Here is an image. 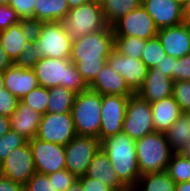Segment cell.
<instances>
[{
    "label": "cell",
    "instance_id": "cell-1",
    "mask_svg": "<svg viewBox=\"0 0 190 191\" xmlns=\"http://www.w3.org/2000/svg\"><path fill=\"white\" fill-rule=\"evenodd\" d=\"M114 47V30L109 25L103 30L83 35L72 41L70 60L76 65L88 86L106 64Z\"/></svg>",
    "mask_w": 190,
    "mask_h": 191
},
{
    "label": "cell",
    "instance_id": "cell-2",
    "mask_svg": "<svg viewBox=\"0 0 190 191\" xmlns=\"http://www.w3.org/2000/svg\"><path fill=\"white\" fill-rule=\"evenodd\" d=\"M101 148L107 154L120 181L132 191L140 178L135 140L124 132L101 141Z\"/></svg>",
    "mask_w": 190,
    "mask_h": 191
},
{
    "label": "cell",
    "instance_id": "cell-3",
    "mask_svg": "<svg viewBox=\"0 0 190 191\" xmlns=\"http://www.w3.org/2000/svg\"><path fill=\"white\" fill-rule=\"evenodd\" d=\"M39 86L54 88L63 86L76 94L89 88L70 59L42 58L33 67Z\"/></svg>",
    "mask_w": 190,
    "mask_h": 191
},
{
    "label": "cell",
    "instance_id": "cell-4",
    "mask_svg": "<svg viewBox=\"0 0 190 191\" xmlns=\"http://www.w3.org/2000/svg\"><path fill=\"white\" fill-rule=\"evenodd\" d=\"M140 175L165 171L174 151L165 133L154 131L135 140Z\"/></svg>",
    "mask_w": 190,
    "mask_h": 191
},
{
    "label": "cell",
    "instance_id": "cell-5",
    "mask_svg": "<svg viewBox=\"0 0 190 191\" xmlns=\"http://www.w3.org/2000/svg\"><path fill=\"white\" fill-rule=\"evenodd\" d=\"M102 95L91 89L76 94L71 109L75 129L79 136L99 139Z\"/></svg>",
    "mask_w": 190,
    "mask_h": 191
},
{
    "label": "cell",
    "instance_id": "cell-6",
    "mask_svg": "<svg viewBox=\"0 0 190 191\" xmlns=\"http://www.w3.org/2000/svg\"><path fill=\"white\" fill-rule=\"evenodd\" d=\"M71 41L105 29L108 24L104 19L101 3L88 1L69 10L60 21Z\"/></svg>",
    "mask_w": 190,
    "mask_h": 191
},
{
    "label": "cell",
    "instance_id": "cell-7",
    "mask_svg": "<svg viewBox=\"0 0 190 191\" xmlns=\"http://www.w3.org/2000/svg\"><path fill=\"white\" fill-rule=\"evenodd\" d=\"M154 131L151 104L137 94L130 96L126 106L122 132L137 140Z\"/></svg>",
    "mask_w": 190,
    "mask_h": 191
},
{
    "label": "cell",
    "instance_id": "cell-8",
    "mask_svg": "<svg viewBox=\"0 0 190 191\" xmlns=\"http://www.w3.org/2000/svg\"><path fill=\"white\" fill-rule=\"evenodd\" d=\"M100 148L101 142L98 138L76 135L65 145L66 169L77 178L84 176L93 156Z\"/></svg>",
    "mask_w": 190,
    "mask_h": 191
},
{
    "label": "cell",
    "instance_id": "cell-9",
    "mask_svg": "<svg viewBox=\"0 0 190 191\" xmlns=\"http://www.w3.org/2000/svg\"><path fill=\"white\" fill-rule=\"evenodd\" d=\"M77 135L71 112L45 113L41 117L36 137L61 145H67Z\"/></svg>",
    "mask_w": 190,
    "mask_h": 191
},
{
    "label": "cell",
    "instance_id": "cell-10",
    "mask_svg": "<svg viewBox=\"0 0 190 191\" xmlns=\"http://www.w3.org/2000/svg\"><path fill=\"white\" fill-rule=\"evenodd\" d=\"M115 37H138L148 40L157 36V28L152 17L140 6L119 19L113 26Z\"/></svg>",
    "mask_w": 190,
    "mask_h": 191
},
{
    "label": "cell",
    "instance_id": "cell-11",
    "mask_svg": "<svg viewBox=\"0 0 190 191\" xmlns=\"http://www.w3.org/2000/svg\"><path fill=\"white\" fill-rule=\"evenodd\" d=\"M36 168L41 174H52L66 168L65 146L41 140L37 137L28 140Z\"/></svg>",
    "mask_w": 190,
    "mask_h": 191
},
{
    "label": "cell",
    "instance_id": "cell-12",
    "mask_svg": "<svg viewBox=\"0 0 190 191\" xmlns=\"http://www.w3.org/2000/svg\"><path fill=\"white\" fill-rule=\"evenodd\" d=\"M36 43L44 58L70 59L72 41L60 21L45 22Z\"/></svg>",
    "mask_w": 190,
    "mask_h": 191
},
{
    "label": "cell",
    "instance_id": "cell-13",
    "mask_svg": "<svg viewBox=\"0 0 190 191\" xmlns=\"http://www.w3.org/2000/svg\"><path fill=\"white\" fill-rule=\"evenodd\" d=\"M35 172L36 168L29 142L12 150L0 164V174L23 187Z\"/></svg>",
    "mask_w": 190,
    "mask_h": 191
},
{
    "label": "cell",
    "instance_id": "cell-14",
    "mask_svg": "<svg viewBox=\"0 0 190 191\" xmlns=\"http://www.w3.org/2000/svg\"><path fill=\"white\" fill-rule=\"evenodd\" d=\"M130 96L102 95L99 141L122 132L126 106Z\"/></svg>",
    "mask_w": 190,
    "mask_h": 191
},
{
    "label": "cell",
    "instance_id": "cell-15",
    "mask_svg": "<svg viewBox=\"0 0 190 191\" xmlns=\"http://www.w3.org/2000/svg\"><path fill=\"white\" fill-rule=\"evenodd\" d=\"M106 63L124 77L129 88L136 94L146 78L148 70L146 65L139 59L120 54L115 49Z\"/></svg>",
    "mask_w": 190,
    "mask_h": 191
},
{
    "label": "cell",
    "instance_id": "cell-16",
    "mask_svg": "<svg viewBox=\"0 0 190 191\" xmlns=\"http://www.w3.org/2000/svg\"><path fill=\"white\" fill-rule=\"evenodd\" d=\"M142 6L159 30L184 23L182 6L174 0H142Z\"/></svg>",
    "mask_w": 190,
    "mask_h": 191
},
{
    "label": "cell",
    "instance_id": "cell-17",
    "mask_svg": "<svg viewBox=\"0 0 190 191\" xmlns=\"http://www.w3.org/2000/svg\"><path fill=\"white\" fill-rule=\"evenodd\" d=\"M157 37L168 56L178 59L190 53V33L185 23L160 29Z\"/></svg>",
    "mask_w": 190,
    "mask_h": 191
},
{
    "label": "cell",
    "instance_id": "cell-18",
    "mask_svg": "<svg viewBox=\"0 0 190 191\" xmlns=\"http://www.w3.org/2000/svg\"><path fill=\"white\" fill-rule=\"evenodd\" d=\"M173 80L156 68H148L141 88L136 94L150 104L172 95Z\"/></svg>",
    "mask_w": 190,
    "mask_h": 191
},
{
    "label": "cell",
    "instance_id": "cell-19",
    "mask_svg": "<svg viewBox=\"0 0 190 191\" xmlns=\"http://www.w3.org/2000/svg\"><path fill=\"white\" fill-rule=\"evenodd\" d=\"M4 88L21 100L31 90L39 86L33 69H25L12 64L4 72Z\"/></svg>",
    "mask_w": 190,
    "mask_h": 191
},
{
    "label": "cell",
    "instance_id": "cell-20",
    "mask_svg": "<svg viewBox=\"0 0 190 191\" xmlns=\"http://www.w3.org/2000/svg\"><path fill=\"white\" fill-rule=\"evenodd\" d=\"M89 89L101 95L132 96L135 94L127 85L124 77L114 71L107 63L89 85Z\"/></svg>",
    "mask_w": 190,
    "mask_h": 191
},
{
    "label": "cell",
    "instance_id": "cell-21",
    "mask_svg": "<svg viewBox=\"0 0 190 191\" xmlns=\"http://www.w3.org/2000/svg\"><path fill=\"white\" fill-rule=\"evenodd\" d=\"M86 176L100 180L103 184L111 187L114 191H130L119 179L116 171L112 167L107 154L102 148L93 156L90 162Z\"/></svg>",
    "mask_w": 190,
    "mask_h": 191
},
{
    "label": "cell",
    "instance_id": "cell-22",
    "mask_svg": "<svg viewBox=\"0 0 190 191\" xmlns=\"http://www.w3.org/2000/svg\"><path fill=\"white\" fill-rule=\"evenodd\" d=\"M41 117V114L19 100L17 108L9 118L10 129L23 135L28 140L34 139L38 132Z\"/></svg>",
    "mask_w": 190,
    "mask_h": 191
},
{
    "label": "cell",
    "instance_id": "cell-23",
    "mask_svg": "<svg viewBox=\"0 0 190 191\" xmlns=\"http://www.w3.org/2000/svg\"><path fill=\"white\" fill-rule=\"evenodd\" d=\"M151 108L154 129L157 132H166L182 114L172 95L151 103Z\"/></svg>",
    "mask_w": 190,
    "mask_h": 191
},
{
    "label": "cell",
    "instance_id": "cell-24",
    "mask_svg": "<svg viewBox=\"0 0 190 191\" xmlns=\"http://www.w3.org/2000/svg\"><path fill=\"white\" fill-rule=\"evenodd\" d=\"M0 41L9 60L14 63L23 50L30 45L20 28V23H16L7 30L0 32Z\"/></svg>",
    "mask_w": 190,
    "mask_h": 191
},
{
    "label": "cell",
    "instance_id": "cell-25",
    "mask_svg": "<svg viewBox=\"0 0 190 191\" xmlns=\"http://www.w3.org/2000/svg\"><path fill=\"white\" fill-rule=\"evenodd\" d=\"M69 10L67 0H37L34 18L44 22L61 21Z\"/></svg>",
    "mask_w": 190,
    "mask_h": 191
},
{
    "label": "cell",
    "instance_id": "cell-26",
    "mask_svg": "<svg viewBox=\"0 0 190 191\" xmlns=\"http://www.w3.org/2000/svg\"><path fill=\"white\" fill-rule=\"evenodd\" d=\"M140 6H142V0H103L101 2L104 19L109 26H113L119 19Z\"/></svg>",
    "mask_w": 190,
    "mask_h": 191
},
{
    "label": "cell",
    "instance_id": "cell-27",
    "mask_svg": "<svg viewBox=\"0 0 190 191\" xmlns=\"http://www.w3.org/2000/svg\"><path fill=\"white\" fill-rule=\"evenodd\" d=\"M164 133L171 149L178 152L190 140V114L182 113Z\"/></svg>",
    "mask_w": 190,
    "mask_h": 191
},
{
    "label": "cell",
    "instance_id": "cell-28",
    "mask_svg": "<svg viewBox=\"0 0 190 191\" xmlns=\"http://www.w3.org/2000/svg\"><path fill=\"white\" fill-rule=\"evenodd\" d=\"M175 186L176 183L165 170L140 176L132 191H175Z\"/></svg>",
    "mask_w": 190,
    "mask_h": 191
},
{
    "label": "cell",
    "instance_id": "cell-29",
    "mask_svg": "<svg viewBox=\"0 0 190 191\" xmlns=\"http://www.w3.org/2000/svg\"><path fill=\"white\" fill-rule=\"evenodd\" d=\"M76 93L63 86H56L49 89V100L47 113H68L71 112Z\"/></svg>",
    "mask_w": 190,
    "mask_h": 191
},
{
    "label": "cell",
    "instance_id": "cell-30",
    "mask_svg": "<svg viewBox=\"0 0 190 191\" xmlns=\"http://www.w3.org/2000/svg\"><path fill=\"white\" fill-rule=\"evenodd\" d=\"M169 177L176 183L190 181V159L174 152L166 169Z\"/></svg>",
    "mask_w": 190,
    "mask_h": 191
},
{
    "label": "cell",
    "instance_id": "cell-31",
    "mask_svg": "<svg viewBox=\"0 0 190 191\" xmlns=\"http://www.w3.org/2000/svg\"><path fill=\"white\" fill-rule=\"evenodd\" d=\"M146 40L138 37H115L114 49L120 54L141 60Z\"/></svg>",
    "mask_w": 190,
    "mask_h": 191
},
{
    "label": "cell",
    "instance_id": "cell-32",
    "mask_svg": "<svg viewBox=\"0 0 190 191\" xmlns=\"http://www.w3.org/2000/svg\"><path fill=\"white\" fill-rule=\"evenodd\" d=\"M166 56L165 50L157 36L146 40V46L141 55V61L147 68H155L156 64L160 63Z\"/></svg>",
    "mask_w": 190,
    "mask_h": 191
},
{
    "label": "cell",
    "instance_id": "cell-33",
    "mask_svg": "<svg viewBox=\"0 0 190 191\" xmlns=\"http://www.w3.org/2000/svg\"><path fill=\"white\" fill-rule=\"evenodd\" d=\"M21 100L39 114L44 115L46 113L48 105L47 102L49 100V89L38 86L26 94Z\"/></svg>",
    "mask_w": 190,
    "mask_h": 191
},
{
    "label": "cell",
    "instance_id": "cell-34",
    "mask_svg": "<svg viewBox=\"0 0 190 191\" xmlns=\"http://www.w3.org/2000/svg\"><path fill=\"white\" fill-rule=\"evenodd\" d=\"M28 139L23 135L10 129L0 137V164L6 159L9 153L17 147L23 146Z\"/></svg>",
    "mask_w": 190,
    "mask_h": 191
},
{
    "label": "cell",
    "instance_id": "cell-35",
    "mask_svg": "<svg viewBox=\"0 0 190 191\" xmlns=\"http://www.w3.org/2000/svg\"><path fill=\"white\" fill-rule=\"evenodd\" d=\"M44 58L42 50L38 47L37 43H30L23 52L19 55L17 60L13 63L17 67L25 69H33V67Z\"/></svg>",
    "mask_w": 190,
    "mask_h": 191
},
{
    "label": "cell",
    "instance_id": "cell-36",
    "mask_svg": "<svg viewBox=\"0 0 190 191\" xmlns=\"http://www.w3.org/2000/svg\"><path fill=\"white\" fill-rule=\"evenodd\" d=\"M172 96L183 114H190V81H174Z\"/></svg>",
    "mask_w": 190,
    "mask_h": 191
},
{
    "label": "cell",
    "instance_id": "cell-37",
    "mask_svg": "<svg viewBox=\"0 0 190 191\" xmlns=\"http://www.w3.org/2000/svg\"><path fill=\"white\" fill-rule=\"evenodd\" d=\"M20 28L29 43H34L40 37L44 21L35 18L20 19Z\"/></svg>",
    "mask_w": 190,
    "mask_h": 191
},
{
    "label": "cell",
    "instance_id": "cell-38",
    "mask_svg": "<svg viewBox=\"0 0 190 191\" xmlns=\"http://www.w3.org/2000/svg\"><path fill=\"white\" fill-rule=\"evenodd\" d=\"M29 191H58L47 174L35 172L24 186Z\"/></svg>",
    "mask_w": 190,
    "mask_h": 191
},
{
    "label": "cell",
    "instance_id": "cell-39",
    "mask_svg": "<svg viewBox=\"0 0 190 191\" xmlns=\"http://www.w3.org/2000/svg\"><path fill=\"white\" fill-rule=\"evenodd\" d=\"M48 176L50 179H53L55 189L58 191H66L76 180H78V178L66 168L49 174Z\"/></svg>",
    "mask_w": 190,
    "mask_h": 191
},
{
    "label": "cell",
    "instance_id": "cell-40",
    "mask_svg": "<svg viewBox=\"0 0 190 191\" xmlns=\"http://www.w3.org/2000/svg\"><path fill=\"white\" fill-rule=\"evenodd\" d=\"M19 99L12 95L10 91L3 88L0 92V115L11 117L17 108Z\"/></svg>",
    "mask_w": 190,
    "mask_h": 191
},
{
    "label": "cell",
    "instance_id": "cell-41",
    "mask_svg": "<svg viewBox=\"0 0 190 191\" xmlns=\"http://www.w3.org/2000/svg\"><path fill=\"white\" fill-rule=\"evenodd\" d=\"M190 81V53L181 58H175L173 81Z\"/></svg>",
    "mask_w": 190,
    "mask_h": 191
},
{
    "label": "cell",
    "instance_id": "cell-42",
    "mask_svg": "<svg viewBox=\"0 0 190 191\" xmlns=\"http://www.w3.org/2000/svg\"><path fill=\"white\" fill-rule=\"evenodd\" d=\"M17 12L9 5H0V32L20 22Z\"/></svg>",
    "mask_w": 190,
    "mask_h": 191
},
{
    "label": "cell",
    "instance_id": "cell-43",
    "mask_svg": "<svg viewBox=\"0 0 190 191\" xmlns=\"http://www.w3.org/2000/svg\"><path fill=\"white\" fill-rule=\"evenodd\" d=\"M37 0H10L9 5L22 18H34V7Z\"/></svg>",
    "mask_w": 190,
    "mask_h": 191
},
{
    "label": "cell",
    "instance_id": "cell-44",
    "mask_svg": "<svg viewBox=\"0 0 190 191\" xmlns=\"http://www.w3.org/2000/svg\"><path fill=\"white\" fill-rule=\"evenodd\" d=\"M78 180L86 191H114L111 187L103 184L100 180H96L86 175L79 177Z\"/></svg>",
    "mask_w": 190,
    "mask_h": 191
},
{
    "label": "cell",
    "instance_id": "cell-45",
    "mask_svg": "<svg viewBox=\"0 0 190 191\" xmlns=\"http://www.w3.org/2000/svg\"><path fill=\"white\" fill-rule=\"evenodd\" d=\"M155 68L162 72L167 77L173 80V71L175 70V58L171 56H166L162 59V61L156 64Z\"/></svg>",
    "mask_w": 190,
    "mask_h": 191
},
{
    "label": "cell",
    "instance_id": "cell-46",
    "mask_svg": "<svg viewBox=\"0 0 190 191\" xmlns=\"http://www.w3.org/2000/svg\"><path fill=\"white\" fill-rule=\"evenodd\" d=\"M22 187L19 183L0 174V191H21Z\"/></svg>",
    "mask_w": 190,
    "mask_h": 191
},
{
    "label": "cell",
    "instance_id": "cell-47",
    "mask_svg": "<svg viewBox=\"0 0 190 191\" xmlns=\"http://www.w3.org/2000/svg\"><path fill=\"white\" fill-rule=\"evenodd\" d=\"M13 63L7 57L0 41V72H4Z\"/></svg>",
    "mask_w": 190,
    "mask_h": 191
},
{
    "label": "cell",
    "instance_id": "cell-48",
    "mask_svg": "<svg viewBox=\"0 0 190 191\" xmlns=\"http://www.w3.org/2000/svg\"><path fill=\"white\" fill-rule=\"evenodd\" d=\"M10 130L9 117L0 115V137Z\"/></svg>",
    "mask_w": 190,
    "mask_h": 191
},
{
    "label": "cell",
    "instance_id": "cell-49",
    "mask_svg": "<svg viewBox=\"0 0 190 191\" xmlns=\"http://www.w3.org/2000/svg\"><path fill=\"white\" fill-rule=\"evenodd\" d=\"M182 14L184 20L190 19V0H186V2L182 5Z\"/></svg>",
    "mask_w": 190,
    "mask_h": 191
},
{
    "label": "cell",
    "instance_id": "cell-50",
    "mask_svg": "<svg viewBox=\"0 0 190 191\" xmlns=\"http://www.w3.org/2000/svg\"><path fill=\"white\" fill-rule=\"evenodd\" d=\"M178 153L190 159V140L178 151Z\"/></svg>",
    "mask_w": 190,
    "mask_h": 191
},
{
    "label": "cell",
    "instance_id": "cell-51",
    "mask_svg": "<svg viewBox=\"0 0 190 191\" xmlns=\"http://www.w3.org/2000/svg\"><path fill=\"white\" fill-rule=\"evenodd\" d=\"M175 191H190V181L176 184Z\"/></svg>",
    "mask_w": 190,
    "mask_h": 191
},
{
    "label": "cell",
    "instance_id": "cell-52",
    "mask_svg": "<svg viewBox=\"0 0 190 191\" xmlns=\"http://www.w3.org/2000/svg\"><path fill=\"white\" fill-rule=\"evenodd\" d=\"M66 191H86L79 180H76Z\"/></svg>",
    "mask_w": 190,
    "mask_h": 191
},
{
    "label": "cell",
    "instance_id": "cell-53",
    "mask_svg": "<svg viewBox=\"0 0 190 191\" xmlns=\"http://www.w3.org/2000/svg\"><path fill=\"white\" fill-rule=\"evenodd\" d=\"M90 0H67L68 6L70 9L78 7Z\"/></svg>",
    "mask_w": 190,
    "mask_h": 191
},
{
    "label": "cell",
    "instance_id": "cell-54",
    "mask_svg": "<svg viewBox=\"0 0 190 191\" xmlns=\"http://www.w3.org/2000/svg\"><path fill=\"white\" fill-rule=\"evenodd\" d=\"M4 88V77L3 72H0V92Z\"/></svg>",
    "mask_w": 190,
    "mask_h": 191
},
{
    "label": "cell",
    "instance_id": "cell-55",
    "mask_svg": "<svg viewBox=\"0 0 190 191\" xmlns=\"http://www.w3.org/2000/svg\"><path fill=\"white\" fill-rule=\"evenodd\" d=\"M184 23L187 25L189 33H190V19L184 20Z\"/></svg>",
    "mask_w": 190,
    "mask_h": 191
},
{
    "label": "cell",
    "instance_id": "cell-56",
    "mask_svg": "<svg viewBox=\"0 0 190 191\" xmlns=\"http://www.w3.org/2000/svg\"><path fill=\"white\" fill-rule=\"evenodd\" d=\"M9 2L10 0H0V5H7Z\"/></svg>",
    "mask_w": 190,
    "mask_h": 191
},
{
    "label": "cell",
    "instance_id": "cell-57",
    "mask_svg": "<svg viewBox=\"0 0 190 191\" xmlns=\"http://www.w3.org/2000/svg\"><path fill=\"white\" fill-rule=\"evenodd\" d=\"M177 3H179L181 6L186 2V0H174Z\"/></svg>",
    "mask_w": 190,
    "mask_h": 191
},
{
    "label": "cell",
    "instance_id": "cell-58",
    "mask_svg": "<svg viewBox=\"0 0 190 191\" xmlns=\"http://www.w3.org/2000/svg\"><path fill=\"white\" fill-rule=\"evenodd\" d=\"M90 1L101 3L103 0H90Z\"/></svg>",
    "mask_w": 190,
    "mask_h": 191
},
{
    "label": "cell",
    "instance_id": "cell-59",
    "mask_svg": "<svg viewBox=\"0 0 190 191\" xmlns=\"http://www.w3.org/2000/svg\"><path fill=\"white\" fill-rule=\"evenodd\" d=\"M21 191H29V190H27L25 187H22Z\"/></svg>",
    "mask_w": 190,
    "mask_h": 191
}]
</instances>
